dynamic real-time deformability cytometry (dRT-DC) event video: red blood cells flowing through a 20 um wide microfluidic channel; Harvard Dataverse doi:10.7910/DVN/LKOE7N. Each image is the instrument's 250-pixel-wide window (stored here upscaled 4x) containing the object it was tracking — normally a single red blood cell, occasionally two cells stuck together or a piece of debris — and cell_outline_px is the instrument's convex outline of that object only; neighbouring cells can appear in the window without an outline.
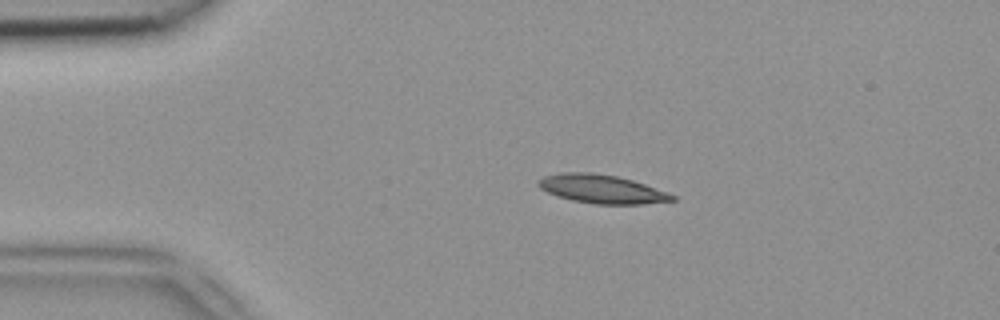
{"species": "common noctule bat (a hibernating species)", "species_latin": "Nyctalus noctula", "temperature_condition": "room temperature", "stored_images_in_passage": 40, "camera_frame_rate_fps": 3000, "um_per_image_px": 0.085, "animal": {"sex": "female", "body_mass_g": 18.4}, "frame": {"image": 1, "passage_image": 1, "time_ms": 0.0, "image_size_px": [1000, 320], "cell_outline_px": [[676, 200], [640, 204], [596, 204], [572, 200], [556, 196], [540, 188], [536, 184], [536, 180], [544, 176], [560, 172], [592, 172], [616, 176], [632, 180], [668, 192], [676, 196]], "centroid_in_image_um": [51.11, 16.06], "position_along_channel_um": 33.9, "area_um2": 22.37}}
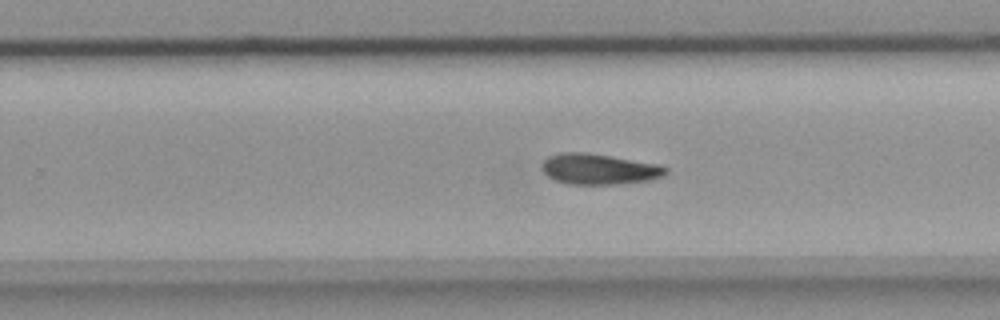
{"frame": {"image": 2, "passage_image": 22, "time_ms": 7.0, "image_size_px": [1000, 320], "cell_outline_px": [[668, 172], [664, 176], [648, 180], [616, 184], [568, 184], [556, 180], [548, 176], [544, 172], [540, 164], [548, 156], [560, 152], [584, 152], [660, 164], [668, 168]], "centroid_in_image_um": [50.91, 14.36], "position_along_channel_um": 278.9, "area_um2": 22.14}}
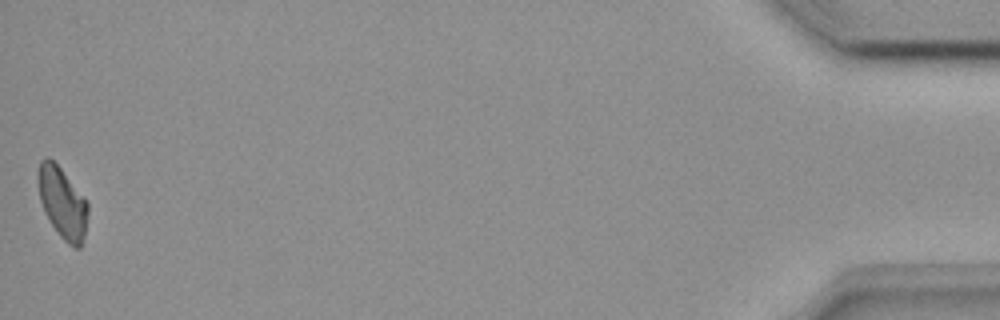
{"frame": {"image": 3, "passage_image": 40, "time_ms": 13.0, "image_size_px": [1000, 320], "cell_outline_px": [[88, 212], [84, 236], [80, 248], [76, 248], [68, 244], [60, 236], [44, 212], [40, 200], [36, 180], [36, 172], [40, 160], [44, 156], [48, 156], [60, 168], [88, 204]], "centroid_in_image_um": [5.25, 17.21], "position_along_channel_um": 429.9, "area_um2": 20.52}}